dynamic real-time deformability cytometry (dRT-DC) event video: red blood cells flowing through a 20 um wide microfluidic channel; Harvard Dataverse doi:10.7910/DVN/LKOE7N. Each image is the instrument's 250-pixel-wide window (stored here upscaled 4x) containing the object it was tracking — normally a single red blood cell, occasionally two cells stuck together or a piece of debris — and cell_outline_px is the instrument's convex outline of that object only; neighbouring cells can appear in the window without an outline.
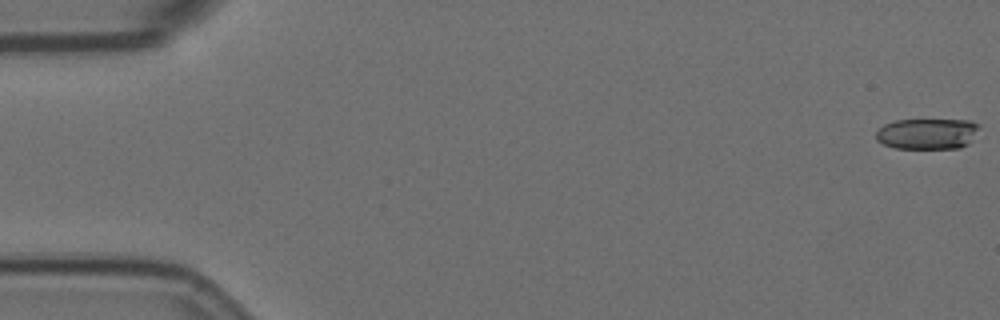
{"species": "Egyptian fruit bat (a non-hibernating species)", "species_latin": "Rousettus aegyptiacus", "temperature_condition": "room temperature", "stored_images_in_passage": 57, "camera_frame_rate_fps": 3000, "um_per_image_px": 0.085, "animal": {"sex": "female"}, "frame": {"image": 1, "passage_image": 1, "time_ms": 0.0, "image_size_px": [1000, 320], "cell_outline_px": [[980, 128], [968, 144], [960, 148], [896, 148], [884, 144], [876, 140], [876, 132], [884, 124], [896, 120], [972, 120], [980, 124]], "centroid_in_image_um": [78.85, 11.36], "position_along_channel_um": 6.1, "area_um2": 18.61}}
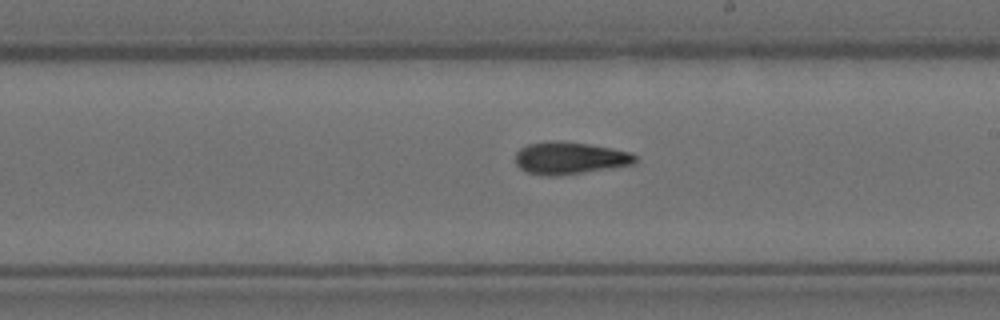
{"frame": {"image": 2, "passage_image": 33, "time_ms": 10.667, "image_size_px": [1000, 320], "cell_outline_px": [[636, 164], [612, 168], [556, 176], [544, 176], [528, 172], [520, 168], [516, 164], [516, 152], [520, 148], [528, 144], [552, 140], [588, 144], [612, 148], [632, 152], [636, 156]], "centroid_in_image_um": [48.45, 13.44], "position_along_channel_um": 240.6, "area_um2": 22.6}}
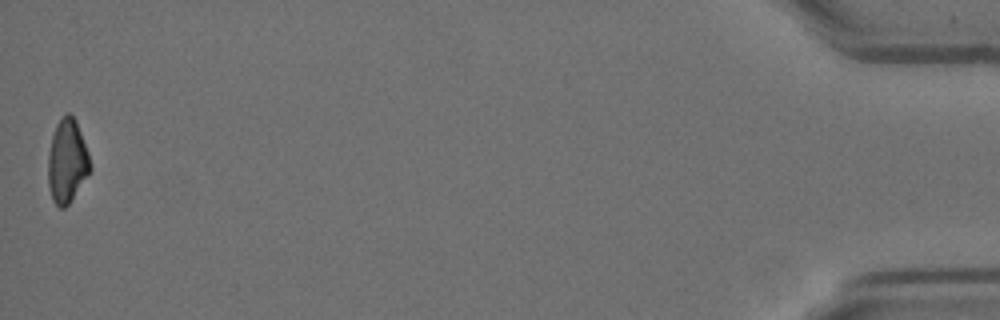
{"frame": {"image": 3, "passage_image": 57, "time_ms": 18.667, "image_size_px": [1000, 320], "cell_outline_px": [[92, 168], [68, 204], [64, 208], [60, 208], [52, 200], [48, 184], [48, 156], [52, 136], [56, 124], [60, 116], [68, 112], [76, 120], [88, 152], [92, 164]], "centroid_in_image_um": [5.7, 13.67], "position_along_channel_um": 429.5, "area_um2": 20.46}, "authors_computed_cell_mechanics": {"area_um2": 21.675, "velocity_mm_per_s": 3.5965, "shape_relaxation_time_tau1_ms": null, "shape_relaxation_time_tau2_ms": 5.5151, "deformation_change_tau1": null, "deformation_change_tau2": 0.1434}}